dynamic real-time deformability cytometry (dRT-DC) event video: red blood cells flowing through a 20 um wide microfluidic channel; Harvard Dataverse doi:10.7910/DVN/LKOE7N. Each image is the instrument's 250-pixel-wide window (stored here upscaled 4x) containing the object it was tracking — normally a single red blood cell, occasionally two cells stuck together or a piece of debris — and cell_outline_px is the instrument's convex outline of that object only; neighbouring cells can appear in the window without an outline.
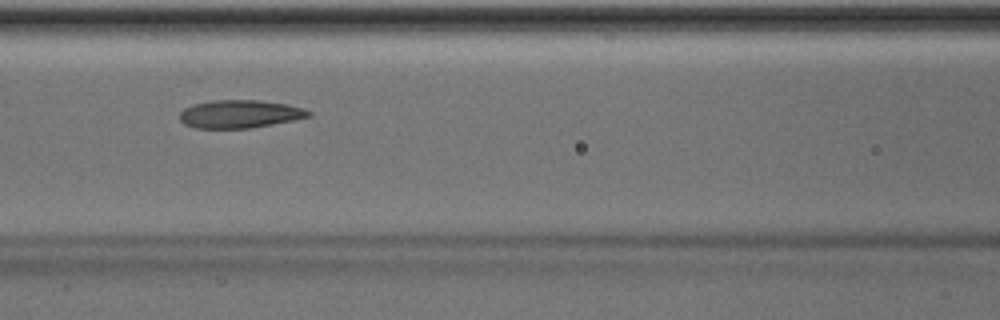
{"species": "Egyptian fruit bat (a non-hibernating species)", "species_latin": "Rousettus aegyptiacus", "temperature_condition": "room temperature", "stored_images_in_passage": 7, "camera_frame_rate_fps": 3000, "um_per_image_px": 0.085, "animal": {"sex": "male"}, "frame": {"image": 1, "passage_image": 6, "time_ms": 5.667, "image_size_px": [1000, 320], "cell_outline_px": [[312, 116], [296, 120], [252, 128], [192, 128], [184, 124], [180, 120], [180, 112], [184, 108], [192, 104], [212, 100], [260, 100], [284, 104], [304, 108], [312, 112]], "centroid_in_image_um": [20.39, 9.69], "position_along_channel_um": 146.2, "area_um2": 21.27}}
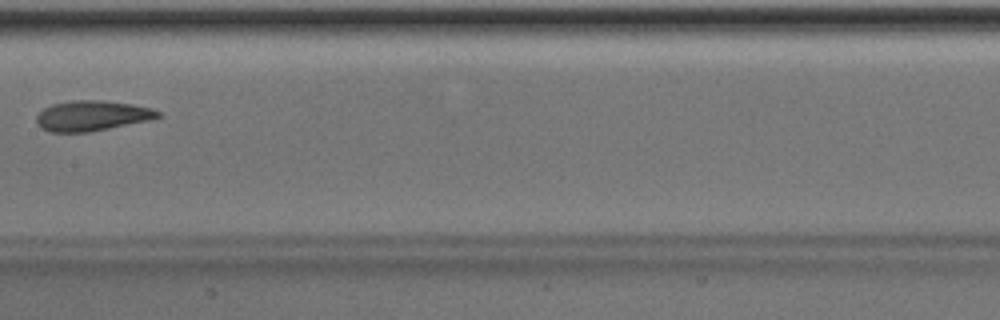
{"frame": {"image": 2, "passage_image": 7, "time_ms": 7.0, "image_size_px": [1000, 320], "cell_outline_px": [[160, 116], [148, 120], [88, 132], [48, 132], [40, 128], [36, 124], [36, 116], [44, 108], [52, 104], [72, 100], [100, 100], [132, 104], [152, 108], [160, 112]], "centroid_in_image_um": [7.76, 9.84], "position_along_channel_um": 199.6, "area_um2": 21.33}}